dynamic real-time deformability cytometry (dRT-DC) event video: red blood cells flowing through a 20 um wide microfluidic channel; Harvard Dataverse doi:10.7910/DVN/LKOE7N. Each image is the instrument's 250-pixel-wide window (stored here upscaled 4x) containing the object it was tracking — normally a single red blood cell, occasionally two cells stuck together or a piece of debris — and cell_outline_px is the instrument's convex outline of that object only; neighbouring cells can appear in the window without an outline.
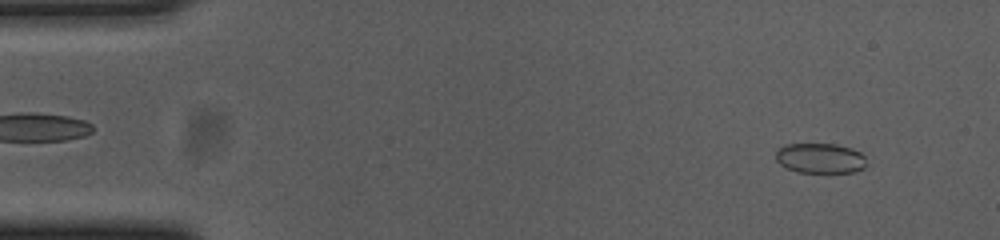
{"species": "common noctule bat (a hibernating species)", "species_latin": "Nyctalus noctula", "temperature_condition": "cold", "stored_images_in_passage": 54, "camera_frame_rate_fps": 3000, "um_per_image_px": 0.085, "animal": {"sex": "female", "body_mass_g": 23.0, "forearm_length_mm": 53.4}, "frame": {"image": 1, "passage_image": 4, "time_ms": 1.0, "image_size_px": [1000, 240], "cell_outline_px": [[864, 168], [852, 172], [796, 172], [780, 164], [776, 160], [776, 148], [784, 144], [836, 144], [852, 148], [860, 152], [864, 156]], "centroid_in_image_um": [69.67, 13.43], "position_along_channel_um": 15.3, "area_um2": 15.9}}
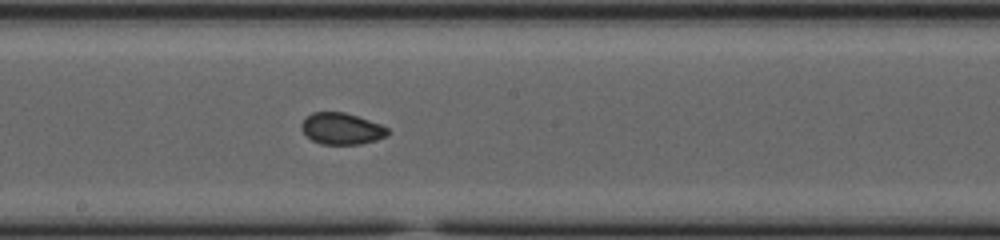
{"frame": {"image": 2, "passage_image": 29, "time_ms": 9.333, "image_size_px": [1000, 240], "cell_outline_px": [[388, 136], [376, 140], [360, 144], [320, 144], [312, 140], [300, 128], [300, 124], [304, 116], [312, 112], [344, 112], [380, 124], [388, 128]], "centroid_in_image_um": [29.0, 10.93], "position_along_channel_um": 219.2, "area_um2": 15.9}}
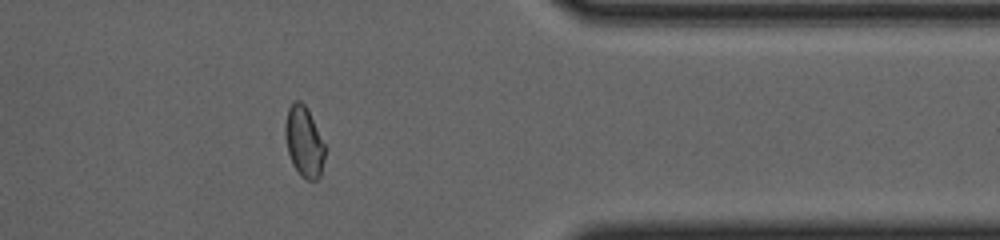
{"frame": {"image": 3, "passage_image": 44, "time_ms": 14.333, "image_size_px": [1000, 240], "cell_outline_px": [[324, 156], [320, 176], [316, 180], [308, 180], [300, 176], [292, 164], [288, 152], [284, 136], [284, 124], [288, 108], [296, 100], [300, 100], [304, 104], [324, 144]], "centroid_in_image_um": [25.8, 12.07], "position_along_channel_um": 385.6, "area_um2": 16.07}, "authors_computed_cell_mechanics": {"area_um2": 16.3863, "velocity_mm_per_s": 3.6747, "shape_relaxation_time_tau1_ms": null, "shape_relaxation_time_tau2_ms": 1.674, "deformation_change_tau1": null, "deformation_change_tau2": 0.0396}}